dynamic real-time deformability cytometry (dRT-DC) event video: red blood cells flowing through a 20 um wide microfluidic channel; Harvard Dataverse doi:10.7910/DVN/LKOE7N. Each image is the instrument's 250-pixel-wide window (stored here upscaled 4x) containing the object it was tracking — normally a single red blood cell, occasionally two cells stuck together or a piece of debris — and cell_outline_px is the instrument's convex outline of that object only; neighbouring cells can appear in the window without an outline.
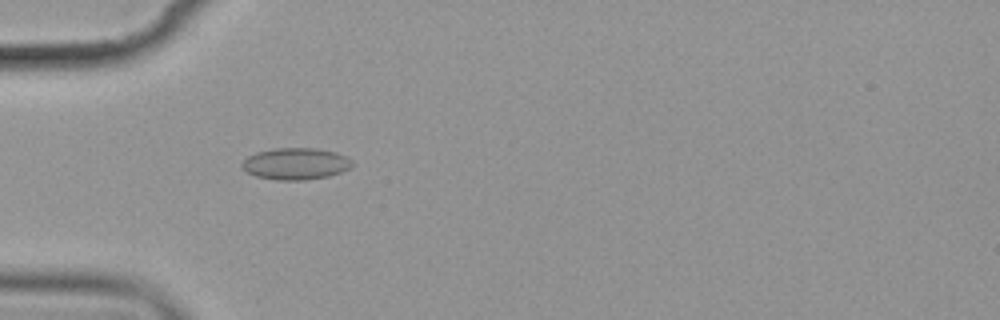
{"species": "common noctule bat (a hibernating species)", "species_latin": "Nyctalus noctula", "temperature_condition": "cold", "stored_images_in_passage": 6, "camera_frame_rate_fps": 3000, "um_per_image_px": 0.085, "animal": {"sex": "female", "body_mass_g": 19.9}, "frame": {"image": 1, "passage_image": 5, "time_ms": 4.667, "image_size_px": [1000, 320], "cell_outline_px": [[352, 164], [348, 168], [340, 172], [328, 176], [304, 180], [276, 180], [256, 176], [248, 172], [240, 164], [248, 156], [256, 152], [272, 148], [316, 148], [336, 152], [348, 156], [352, 160]], "centroid_in_image_um": [25.13, 13.9], "position_along_channel_um": 59.9, "area_um2": 20.35}}
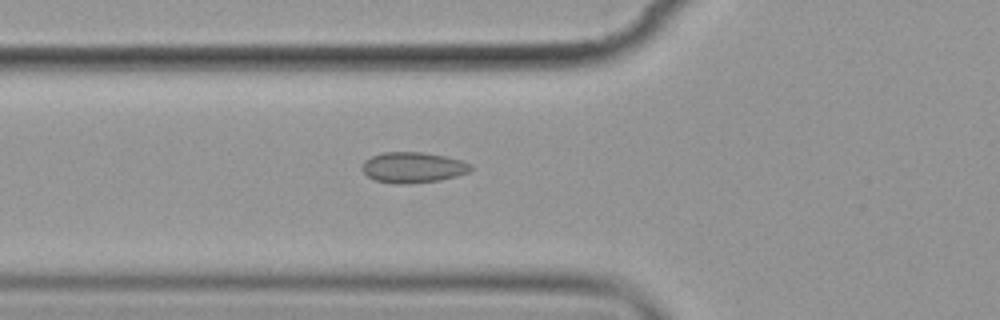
{"frame": {"image": 2, "passage_image": 6, "time_ms": 5.667, "image_size_px": [1000, 320], "cell_outline_px": [[472, 168], [468, 172], [456, 176], [440, 180], [408, 184], [396, 184], [376, 180], [368, 176], [364, 172], [364, 160], [372, 156], [384, 152], [424, 152], [444, 156], [460, 160], [472, 164]], "centroid_in_image_um": [35.12, 14.23], "position_along_channel_um": 90.7, "area_um2": 19.25}}